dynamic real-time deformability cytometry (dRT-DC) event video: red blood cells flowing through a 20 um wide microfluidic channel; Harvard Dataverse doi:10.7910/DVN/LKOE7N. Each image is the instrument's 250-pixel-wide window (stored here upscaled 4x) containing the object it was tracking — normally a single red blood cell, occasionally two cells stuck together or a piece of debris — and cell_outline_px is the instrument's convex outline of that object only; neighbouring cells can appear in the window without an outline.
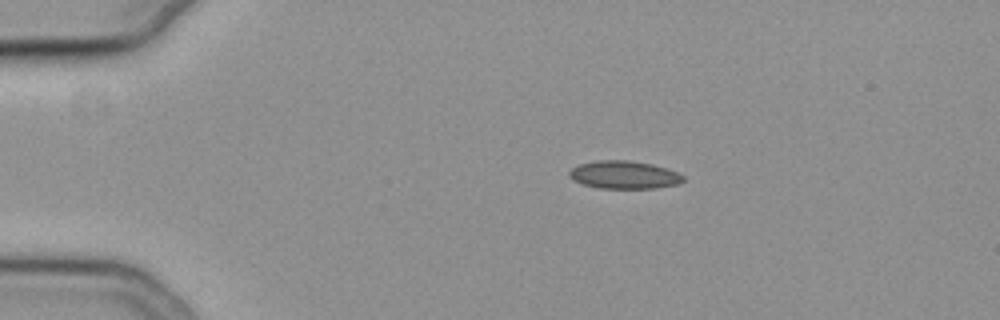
{"species": "common noctule bat (a hibernating species)", "species_latin": "Nyctalus noctula", "temperature_condition": "cold", "stored_images_in_passage": 45, "camera_frame_rate_fps": 3000, "um_per_image_px": 0.085, "animal": {"sex": "female", "body_mass_g": 19.3, "forearm_length_mm": 54.1}, "frame": {"image": 1, "passage_image": 1, "time_ms": 0.0, "image_size_px": [1000, 320], "cell_outline_px": [[684, 180], [680, 184], [656, 188], [600, 188], [580, 184], [572, 180], [568, 176], [568, 172], [572, 168], [580, 164], [596, 160], [628, 160], [652, 164], [676, 172], [684, 176]], "centroid_in_image_um": [53.01, 14.86], "position_along_channel_um": 32.0, "area_um2": 18.61}}
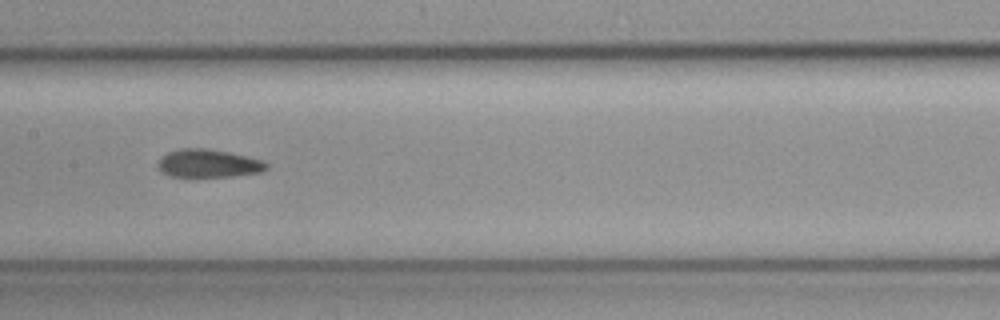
{"frame": {"image": 2, "passage_image": 18, "time_ms": 5.667, "image_size_px": [1000, 320], "cell_outline_px": [[268, 168], [260, 172], [232, 176], [172, 176], [160, 172], [156, 164], [168, 152], [180, 148], [208, 148], [228, 152], [264, 160], [268, 164]], "centroid_in_image_um": [17.72, 13.88], "position_along_channel_um": 189.7, "area_um2": 17.69}}
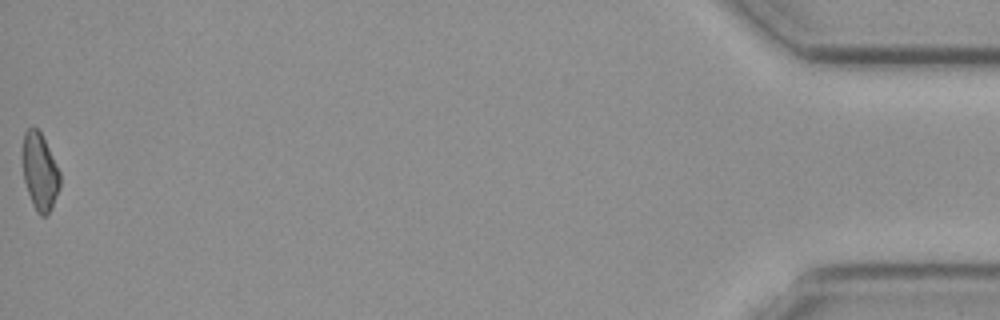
{"frame": {"image": 3, "passage_image": 45, "time_ms": 14.667, "image_size_px": [1000, 320], "cell_outline_px": [[60, 188], [52, 208], [44, 216], [40, 216], [36, 212], [32, 204], [24, 180], [20, 156], [20, 152], [24, 132], [28, 128], [36, 128], [40, 132], [60, 172]], "centroid_in_image_um": [3.34, 14.59], "position_along_channel_um": 431.9, "area_um2": 17.11}, "authors_computed_cell_mechanics": {"area_um2": 17.9758, "velocity_mm_per_s": 3.8158, "shape_relaxation_time_tau1_ms": null, "shape_relaxation_time_tau2_ms": 3.2479, "deformation_change_tau1": null, "deformation_change_tau2": 0.0764}}